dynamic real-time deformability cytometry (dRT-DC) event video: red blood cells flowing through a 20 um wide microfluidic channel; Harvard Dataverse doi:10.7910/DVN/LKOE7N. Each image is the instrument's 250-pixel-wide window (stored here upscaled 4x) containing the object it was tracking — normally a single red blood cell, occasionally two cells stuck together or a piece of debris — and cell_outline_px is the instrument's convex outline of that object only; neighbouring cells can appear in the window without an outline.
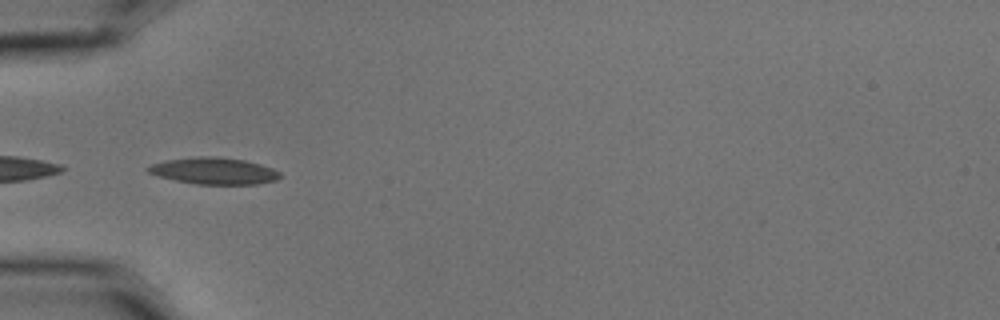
{"species": "common noctule bat (a hibernating species)", "species_latin": "Nyctalus noctula", "temperature_condition": "cold", "stored_images_in_passage": 8, "camera_frame_rate_fps": 3000, "um_per_image_px": 0.085, "animal": {"sex": "male", "body_mass_g": 15.6}, "frame": {"image": 1, "passage_image": 1, "time_ms": 0.0, "image_size_px": [1000, 320], "cell_outline_px": [[280, 176], [276, 180], [256, 184], [196, 184], [176, 180], [160, 176], [148, 172], [144, 168], [152, 164], [164, 160], [196, 156], [216, 156], [244, 160], [260, 164], [272, 168], [280, 172]], "centroid_in_image_um": [18.17, 14.51], "position_along_channel_um": 66.8, "area_um2": 20.46}}
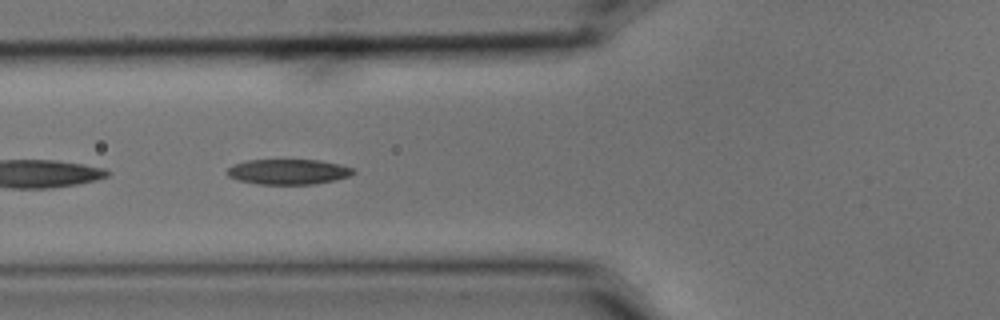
{"frame": {"image": 2, "passage_image": 4, "time_ms": 1.0, "image_size_px": [1000, 320], "cell_outline_px": [[356, 172], [348, 176], [336, 180], [312, 184], [256, 184], [236, 180], [228, 176], [224, 172], [232, 164], [248, 160], [320, 160], [340, 164], [352, 168]], "centroid_in_image_um": [24.45, 14.6], "position_along_channel_um": 101.3, "area_um2": 18.73}}